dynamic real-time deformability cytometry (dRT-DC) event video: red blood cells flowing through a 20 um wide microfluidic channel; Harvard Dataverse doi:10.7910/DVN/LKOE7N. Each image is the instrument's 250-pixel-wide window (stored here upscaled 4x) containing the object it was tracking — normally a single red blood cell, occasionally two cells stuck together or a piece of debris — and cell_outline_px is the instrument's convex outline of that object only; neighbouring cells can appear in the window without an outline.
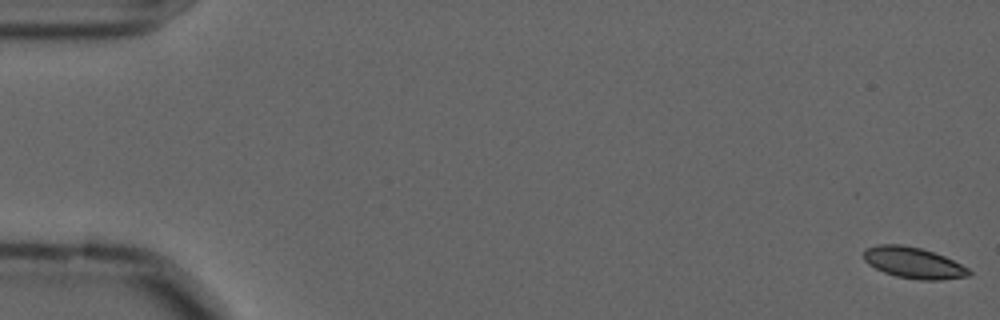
{"species": "common noctule bat (a hibernating species)", "species_latin": "Nyctalus noctula", "temperature_condition": "cold", "stored_images_in_passage": 59, "camera_frame_rate_fps": 3000, "um_per_image_px": 0.085, "animal": {"sex": "male", "forearm_length_mm": 52.5}, "frame": {"image": 1, "passage_image": 1, "time_ms": 0.0, "image_size_px": [1000, 320], "cell_outline_px": [[972, 272], [968, 276], [940, 280], [920, 280], [896, 276], [884, 272], [868, 264], [864, 260], [864, 252], [868, 248], [880, 244], [900, 244], [920, 248], [944, 256], [968, 268]], "centroid_in_image_um": [77.65, 22.34], "position_along_channel_um": 7.4, "area_um2": 18.84}}
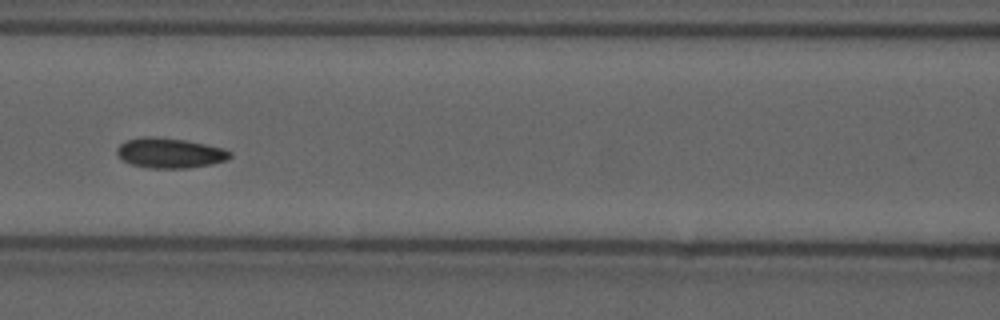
{"frame": {"image": 2, "passage_image": 26, "time_ms": 8.333, "image_size_px": [1000, 320], "cell_outline_px": [[232, 156], [228, 160], [212, 164], [188, 168], [152, 168], [132, 164], [124, 160], [116, 152], [116, 148], [124, 140], [140, 136], [156, 136], [184, 140], [224, 148], [232, 152]], "centroid_in_image_um": [14.45, 12.99], "position_along_channel_um": 152.2, "area_um2": 19.94}}
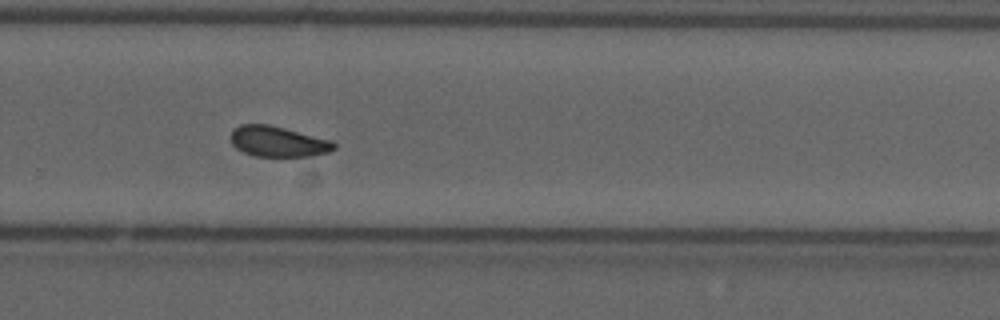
{"frame": {"image": 3, "passage_image": 39, "time_ms": 12.667, "image_size_px": [1000, 320], "cell_outline_px": [[336, 148], [328, 152], [312, 156], [256, 156], [244, 152], [236, 148], [232, 144], [232, 132], [240, 124], [268, 124], [332, 140], [336, 144]], "centroid_in_image_um": [23.66, 12.03], "position_along_channel_um": 306.1, "area_um2": 18.21}, "authors_computed_cell_mechanics": {"area_um2": 19.074, "velocity_mm_per_s": 3.5715, "shape_relaxation_time_tau1_ms": null, "shape_relaxation_time_tau2_ms": 2.5841, "deformation_change_tau1": null, "deformation_change_tau2": 0.0667}}